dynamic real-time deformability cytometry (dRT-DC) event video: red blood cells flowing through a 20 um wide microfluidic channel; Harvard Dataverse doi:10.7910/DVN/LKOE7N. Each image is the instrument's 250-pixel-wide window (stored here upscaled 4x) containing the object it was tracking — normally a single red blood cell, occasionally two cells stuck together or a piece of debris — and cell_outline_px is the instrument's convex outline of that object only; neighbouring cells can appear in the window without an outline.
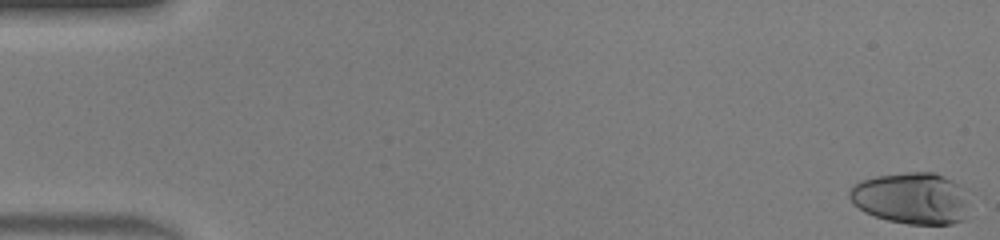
{"species": "human", "species_latin": "Homo sapiens", "temperature_condition": "warm", "stored_images_in_passage": 47, "camera_frame_rate_fps": 3000, "um_per_image_px": 0.085, "donor": {"sex": "male"}, "frame": {"image": 1, "passage_image": 1, "time_ms": 0.0, "image_size_px": [1000, 240], "cell_outline_px": [[968, 188], [964, 220], [952, 224], [908, 224], [888, 220], [864, 212], [852, 204], [848, 196], [848, 192], [856, 184], [864, 180], [876, 176], [908, 172], [932, 172], [944, 176]], "centroid_in_image_um": [77.5, 16.85], "position_along_channel_um": 7.5, "area_um2": 36.18}}
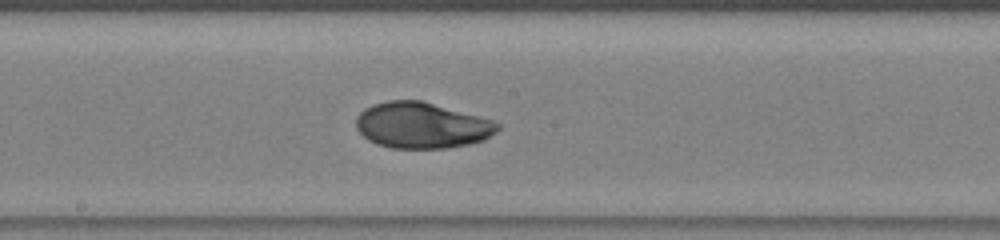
{"frame": {"image": 2, "passage_image": 26, "time_ms": 8.333, "image_size_px": [1000, 240], "cell_outline_px": [[500, 128], [496, 132], [484, 140], [468, 144], [444, 148], [392, 148], [376, 144], [368, 140], [356, 128], [356, 116], [364, 108], [372, 104], [388, 100], [420, 100], [496, 120], [500, 124]], "centroid_in_image_um": [35.86, 10.64], "position_along_channel_um": 212.3, "area_um2": 38.15}}
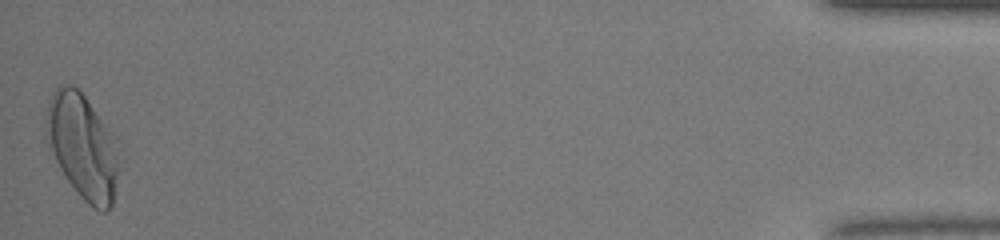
{"frame": {"image": 3, "passage_image": 47, "time_ms": 15.333, "image_size_px": [1000, 240], "cell_outline_px": [[116, 176], [112, 204], [108, 212], [100, 212], [92, 208], [80, 196], [68, 180], [60, 168], [56, 160], [44, 132], [44, 116], [52, 92], [60, 84], [64, 84], [76, 88], [84, 96], [100, 120], [104, 128], [112, 148], [116, 164]], "centroid_in_image_um": [6.89, 12.47], "position_along_channel_um": 428.3, "area_um2": 42.31}, "authors_computed_cell_mechanics": {"area_um2": 37.0498, "velocity_mm_per_s": 4.4231, "shape_relaxation_time_tau1_ms": 5.1122, "shape_relaxation_time_tau2_ms": 1.0046, "deformation_change_tau1": 0.2698, "deformation_change_tau2": 0.0385}}